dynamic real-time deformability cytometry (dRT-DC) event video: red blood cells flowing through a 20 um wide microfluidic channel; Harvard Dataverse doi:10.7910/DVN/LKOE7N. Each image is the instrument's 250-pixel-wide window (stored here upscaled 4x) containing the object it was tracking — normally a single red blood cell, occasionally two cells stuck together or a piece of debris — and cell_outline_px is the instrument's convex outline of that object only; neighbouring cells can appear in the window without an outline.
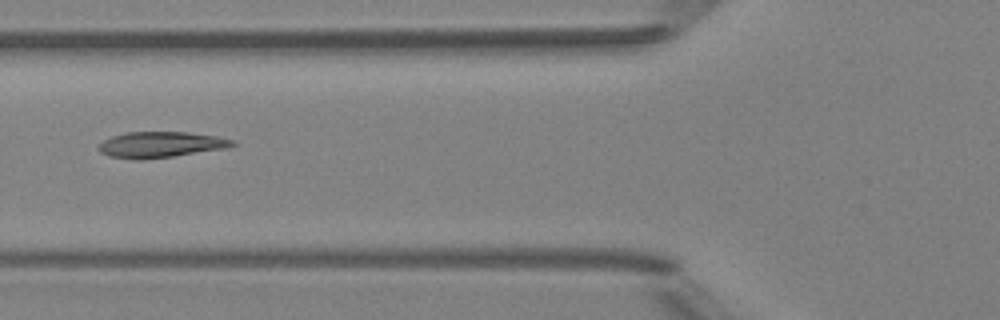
{"species": "Egyptian fruit bat (a non-hibernating species)", "species_latin": "Rousettus aegyptiacus", "temperature_condition": "room temperature", "stored_images_in_passage": 2, "camera_frame_rate_fps": 3000, "um_per_image_px": 0.085, "animal": {"sex": "female"}, "frame": {"image": 1, "passage_image": 2, "time_ms": 1.0, "image_size_px": [1000, 320], "cell_outline_px": [[236, 144], [228, 148], [172, 156], [140, 160], [136, 160], [108, 156], [100, 152], [96, 148], [104, 140], [112, 136], [124, 132], [188, 132], [216, 136], [236, 140]], "centroid_in_image_um": [13.65, 12.29], "position_along_channel_um": 112.2, "area_um2": 20.29}}